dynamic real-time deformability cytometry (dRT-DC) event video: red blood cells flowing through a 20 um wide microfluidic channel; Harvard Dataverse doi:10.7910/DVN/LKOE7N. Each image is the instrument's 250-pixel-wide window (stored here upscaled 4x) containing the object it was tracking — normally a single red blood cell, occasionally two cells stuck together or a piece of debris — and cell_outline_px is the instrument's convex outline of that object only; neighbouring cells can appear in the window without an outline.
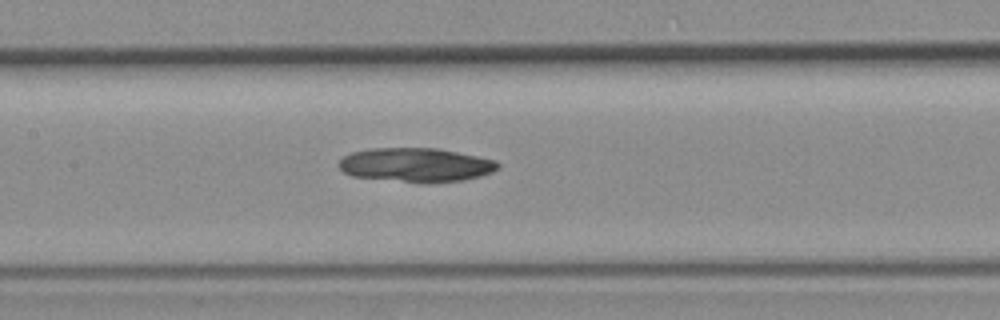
{"species": "common noctule bat (a hibernating species)", "species_latin": "Nyctalus noctula", "temperature_condition": "room temperature", "stored_images_in_passage": 38, "camera_frame_rate_fps": 3000, "um_per_image_px": 0.085, "animal": {"sex": "female", "body_mass_g": 19.3, "forearm_length_mm": 54.1}, "frame": {"image": 1, "passage_image": 9, "time_ms": 2.667, "image_size_px": [1000, 320], "cell_outline_px": [[500, 168], [492, 172], [480, 176], [464, 180], [432, 184], [420, 184], [352, 176], [344, 172], [336, 164], [344, 156], [352, 152], [372, 148], [436, 148], [496, 160], [500, 164]], "centroid_in_image_um": [35.35, 14.04], "position_along_channel_um": 172.0, "area_um2": 32.02}}
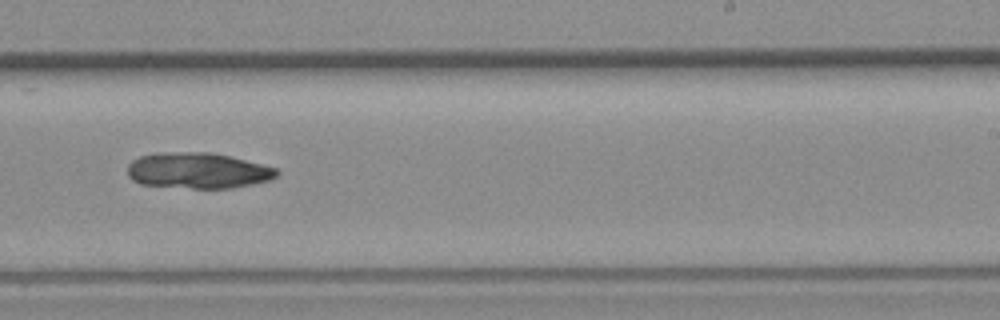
{"frame": {"image": 2, "passage_image": 17, "time_ms": 5.333, "image_size_px": [1000, 320], "cell_outline_px": [[280, 172], [276, 176], [268, 180], [252, 184], [232, 188], [192, 188], [140, 184], [132, 180], [128, 176], [128, 164], [132, 160], [140, 156], [156, 152], [212, 152], [276, 168]], "centroid_in_image_um": [16.77, 14.49], "position_along_channel_um": 272.2, "area_um2": 31.1}}
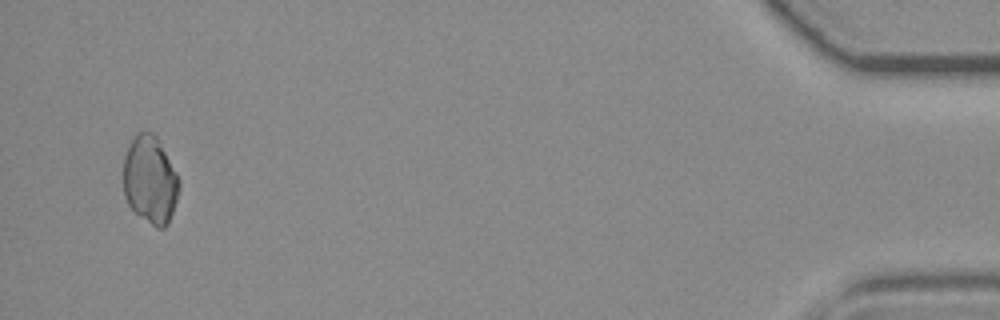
{"frame": {"image": 3, "passage_image": 36, "time_ms": 11.667, "image_size_px": [1000, 320], "cell_outline_px": [[180, 188], [168, 224], [164, 228], [156, 228], [136, 212], [128, 204], [124, 196], [124, 156], [136, 132], [152, 132], [156, 136], [176, 172], [180, 184]], "centroid_in_image_um": [12.76, 15.29], "position_along_channel_um": 422.4, "area_um2": 28.15}}